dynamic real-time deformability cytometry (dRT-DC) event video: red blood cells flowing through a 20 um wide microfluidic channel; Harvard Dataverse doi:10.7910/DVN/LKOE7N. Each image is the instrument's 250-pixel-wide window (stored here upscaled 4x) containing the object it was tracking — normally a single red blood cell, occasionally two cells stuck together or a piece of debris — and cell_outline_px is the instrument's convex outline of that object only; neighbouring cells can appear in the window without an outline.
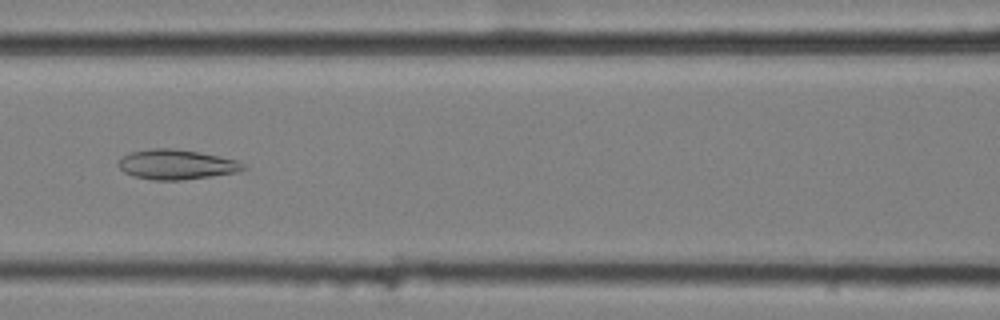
{"species": "common noctule bat (a hibernating species)", "species_latin": "Nyctalus noctula", "temperature_condition": "cold", "stored_images_in_passage": 5, "camera_frame_rate_fps": 3000, "um_per_image_px": 0.085, "animal": {"sex": "female", "body_mass_g": 25.1}, "frame": {"image": 1, "passage_image": 3, "time_ms": 0.667, "image_size_px": [1000, 320], "cell_outline_px": [[248, 168], [236, 172], [212, 176], [180, 180], [152, 180], [132, 176], [124, 172], [116, 164], [124, 156], [132, 152], [152, 148], [172, 148], [200, 152], [236, 160], [244, 164]], "centroid_in_image_um": [14.99, 13.98], "position_along_channel_um": 151.6, "area_um2": 21.68}}
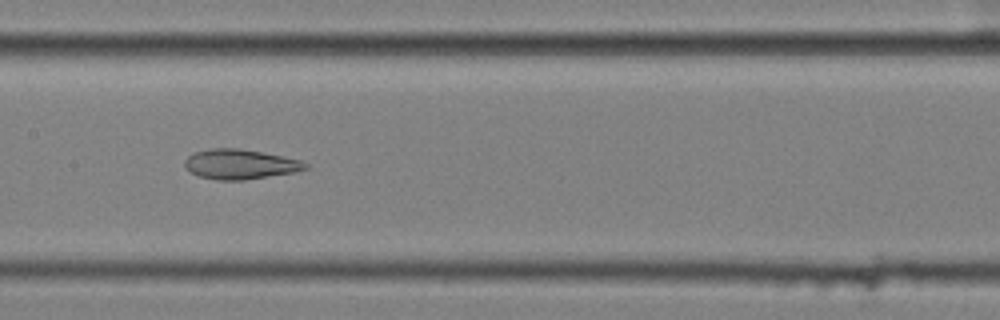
{"frame": {"image": 2, "passage_image": 4, "time_ms": 1.0, "image_size_px": [1000, 320], "cell_outline_px": [[308, 168], [292, 172], [244, 180], [216, 180], [196, 176], [184, 164], [184, 160], [188, 156], [196, 152], [208, 148], [236, 148], [260, 152], [300, 160], [308, 164]], "centroid_in_image_um": [20.36, 13.96], "position_along_channel_um": 187.0, "area_um2": 20.69}}
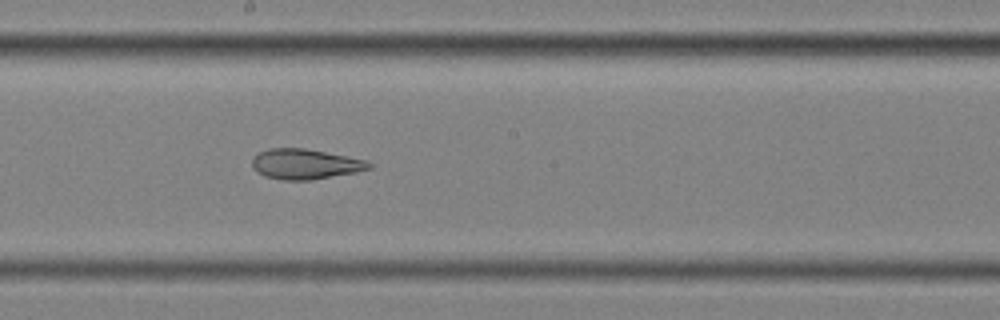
{"frame": {"image": 3, "passage_image": 5, "time_ms": 1.333, "image_size_px": [1000, 320], "cell_outline_px": [[372, 168], [356, 172], [312, 180], [280, 180], [264, 176], [256, 172], [252, 168], [252, 156], [268, 148], [304, 148], [368, 160], [372, 164]], "centroid_in_image_um": [25.92, 13.95], "position_along_channel_um": 222.3, "area_um2": 20.81}}